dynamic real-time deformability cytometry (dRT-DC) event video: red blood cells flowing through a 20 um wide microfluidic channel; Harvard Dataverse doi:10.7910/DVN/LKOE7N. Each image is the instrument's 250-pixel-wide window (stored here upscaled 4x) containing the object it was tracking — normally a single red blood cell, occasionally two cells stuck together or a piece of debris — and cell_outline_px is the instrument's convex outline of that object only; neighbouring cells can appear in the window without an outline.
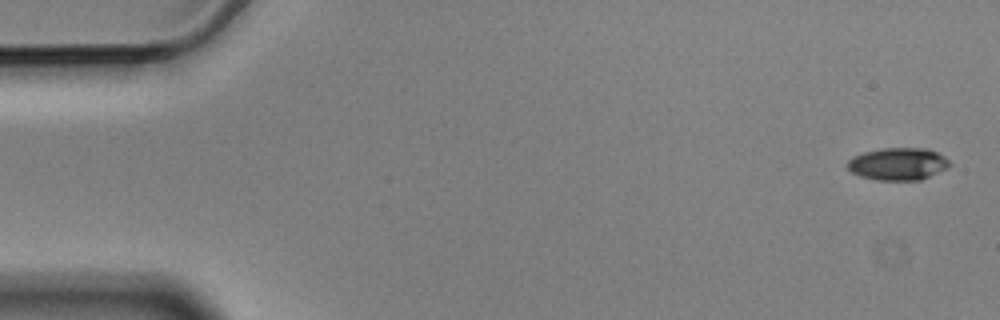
{"species": "Egyptian fruit bat (a non-hibernating species)", "species_latin": "Rousettus aegyptiacus", "temperature_condition": "cold", "stored_images_in_passage": 5, "segment_of_instrument_passage": [1, 2], "camera_frame_rate_fps": 3000, "um_per_image_px": 0.085, "animal": {"sex": "male"}, "frame": {"image": 1, "passage_image": 1, "time_ms": 0.0, "image_size_px": [1000, 320], "cell_outline_px": [[952, 164], [948, 168], [920, 180], [876, 180], [860, 176], [852, 172], [848, 168], [848, 160], [852, 156], [864, 152], [884, 148], [924, 148], [936, 152], [944, 156]], "centroid_in_image_um": [76.34, 13.93], "position_along_channel_um": 8.7, "area_um2": 19.25}}
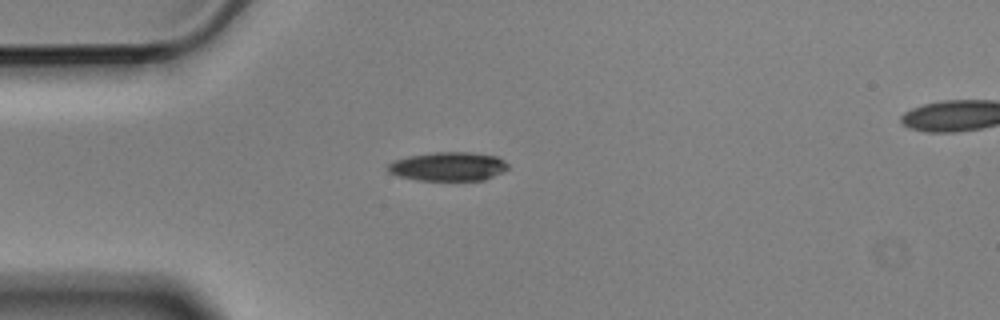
{"frame": {"image": 2, "passage_image": 4, "time_ms": 1.0, "image_size_px": [1000, 320], "cell_outline_px": [[508, 168], [504, 172], [484, 180], [416, 180], [400, 176], [388, 172], [388, 164], [396, 160], [408, 156], [436, 152], [472, 152], [496, 156], [504, 160], [508, 164]], "centroid_in_image_um": [38.14, 14.15], "position_along_channel_um": 46.9, "area_um2": 20.17}}